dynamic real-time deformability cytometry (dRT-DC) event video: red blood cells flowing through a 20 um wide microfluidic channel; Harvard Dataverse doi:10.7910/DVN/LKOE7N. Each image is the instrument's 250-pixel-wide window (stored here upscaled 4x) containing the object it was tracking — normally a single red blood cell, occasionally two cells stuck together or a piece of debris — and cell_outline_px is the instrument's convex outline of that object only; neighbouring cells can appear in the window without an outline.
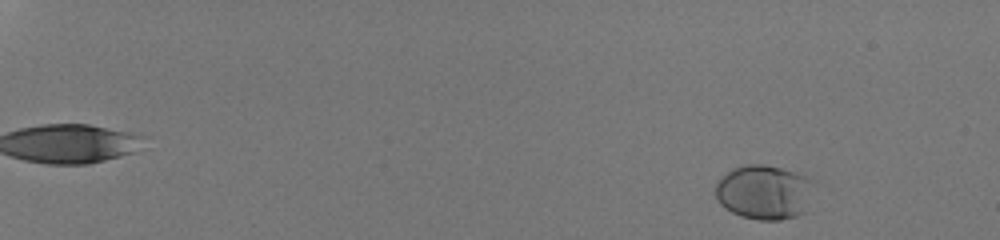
{"species": "human", "species_latin": "Homo sapiens", "temperature_condition": "room temperature", "stored_images_in_passage": 47, "camera_frame_rate_fps": 3000, "um_per_image_px": 0.085, "donor": {"sex": "male"}, "frame": {"image": 1, "passage_image": 4, "time_ms": 1.0, "image_size_px": [1000, 240], "cell_outline_px": [[816, 180], [804, 212], [796, 216], [780, 220], [760, 220], [740, 216], [724, 208], [720, 204], [716, 196], [716, 184], [732, 168], [744, 164], [764, 164], [780, 168]], "centroid_in_image_um": [64.96, 16.34], "position_along_channel_um": 20.0, "area_um2": 31.21}}
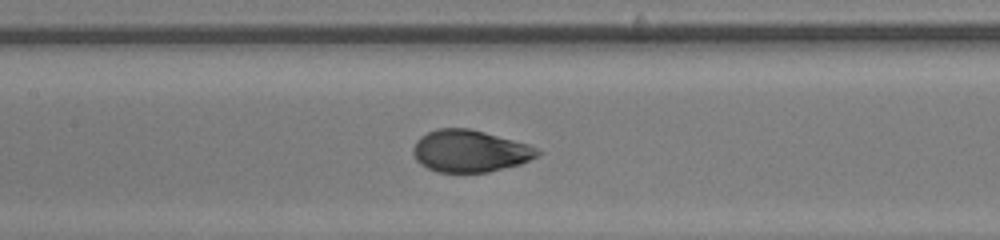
{"frame": {"image": 2, "passage_image": 29, "time_ms": 9.333, "image_size_px": [1000, 240], "cell_outline_px": [[544, 152], [520, 164], [488, 172], [436, 172], [420, 164], [416, 160], [412, 152], [412, 148], [416, 140], [420, 136], [436, 128], [468, 128], [484, 132], [528, 144]], "centroid_in_image_um": [39.9, 12.84], "position_along_channel_um": 167.5, "area_um2": 30.46}}
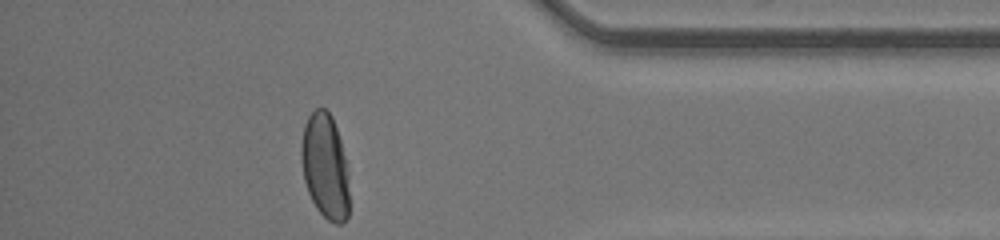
{"frame": {"image": 3, "passage_image": 47, "time_ms": 15.333, "image_size_px": [1000, 240], "cell_outline_px": [[348, 216], [340, 224], [336, 224], [328, 220], [316, 208], [308, 192], [304, 180], [300, 160], [300, 144], [304, 124], [308, 116], [316, 108], [324, 108], [332, 116], [340, 140], [348, 172]], "centroid_in_image_um": [27.6, 14.12], "position_along_channel_um": 407.6, "area_um2": 29.48}, "authors_computed_cell_mechanics": {"area_um2": 30.5762, "velocity_mm_per_s": 4.2597, "shape_relaxation_time_tau1_ms": 2.996, "shape_relaxation_time_tau2_ms": null, "deformation_change_tau1": 0.1737, "deformation_change_tau2": null}}